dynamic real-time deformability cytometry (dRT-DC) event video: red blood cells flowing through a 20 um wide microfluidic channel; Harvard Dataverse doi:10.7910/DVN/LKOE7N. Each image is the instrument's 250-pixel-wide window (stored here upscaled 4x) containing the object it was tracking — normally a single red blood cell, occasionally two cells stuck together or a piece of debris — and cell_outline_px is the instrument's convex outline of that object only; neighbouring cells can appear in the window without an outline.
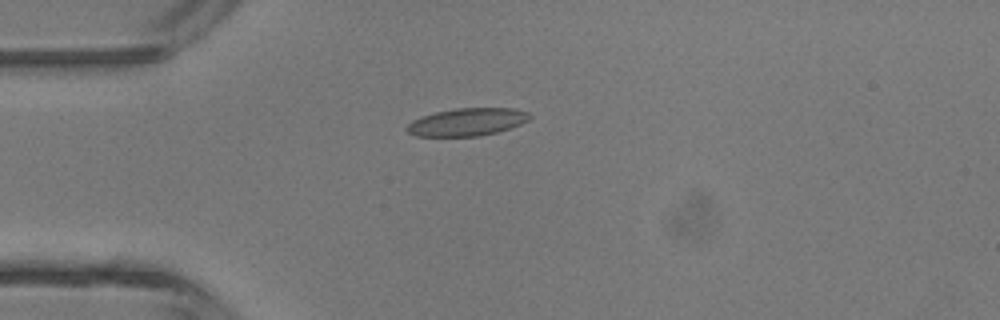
{"species": "common noctule bat (a hibernating species)", "species_latin": "Nyctalus noctula", "temperature_condition": "room temperature", "stored_images_in_passage": 3, "camera_frame_rate_fps": 3000, "um_per_image_px": 0.085, "animal": {"sex": "male", "body_mass_g": 13.3}, "frame": {"image": 1, "passage_image": 3, "time_ms": 0.667, "image_size_px": [1000, 320], "cell_outline_px": [[532, 116], [528, 120], [520, 124], [496, 132], [480, 136], [416, 136], [408, 132], [404, 128], [412, 120], [436, 112], [456, 108], [516, 108], [528, 112]], "centroid_in_image_um": [39.7, 10.36], "position_along_channel_um": 45.3, "area_um2": 19.71}}